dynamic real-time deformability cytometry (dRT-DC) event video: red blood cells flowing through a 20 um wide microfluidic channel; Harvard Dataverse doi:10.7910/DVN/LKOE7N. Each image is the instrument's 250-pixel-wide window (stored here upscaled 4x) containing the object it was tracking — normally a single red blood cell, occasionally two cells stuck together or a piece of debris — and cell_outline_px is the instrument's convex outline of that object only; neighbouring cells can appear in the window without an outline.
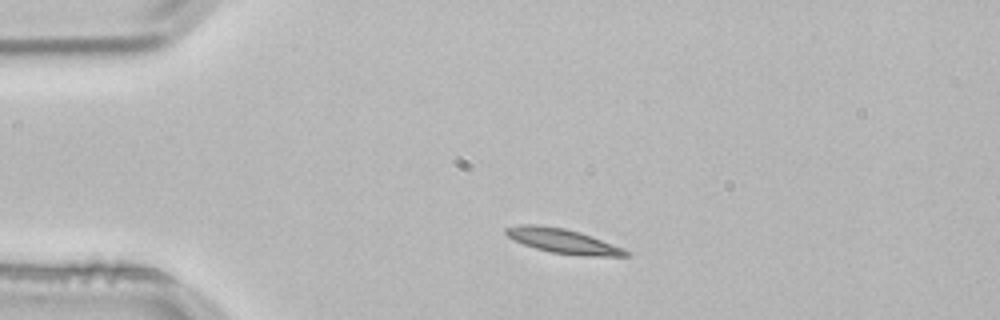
{"species": "common noctule bat (a hibernating species)", "species_latin": "Nyctalus noctula", "temperature_condition": "room temperature", "stored_images_in_passage": 2, "camera_frame_rate_fps": 3000, "um_per_image_px": 0.085, "animal": {"sex": "male", "body_mass_g": 21.5, "forearm_length_mm": 52.0}, "frame": {"image": 1, "passage_image": 1, "time_ms": 0.0, "image_size_px": [1000, 320], "cell_outline_px": [[632, 256], [580, 256], [552, 252], [536, 248], [524, 244], [508, 236], [504, 232], [504, 228], [516, 224], [540, 224], [564, 228], [580, 232], [624, 248], [632, 252]], "centroid_in_image_um": [47.88, 20.48], "position_along_channel_um": 37.1, "area_um2": 17.34}}
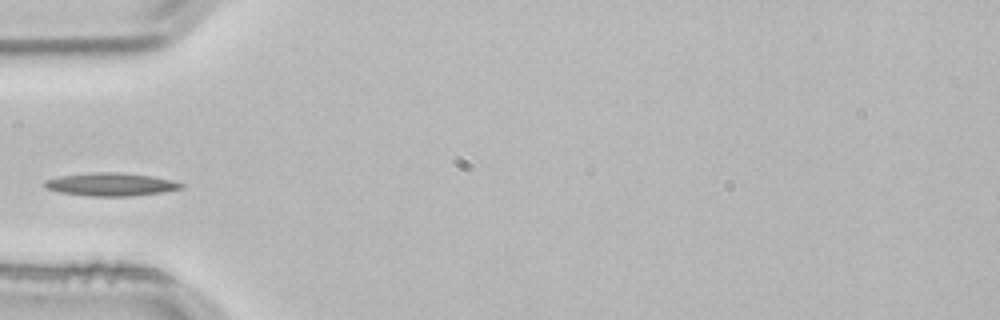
{"frame": {"image": 2, "passage_image": 2, "time_ms": 0.333, "image_size_px": [1000, 320], "cell_outline_px": [[184, 188], [164, 192], [132, 196], [92, 196], [60, 192], [48, 188], [44, 184], [44, 180], [60, 176], [96, 172], [116, 172], [152, 176], [172, 180], [184, 184]], "centroid_in_image_um": [9.47, 15.67], "position_along_channel_um": 75.5, "area_um2": 18.21}}